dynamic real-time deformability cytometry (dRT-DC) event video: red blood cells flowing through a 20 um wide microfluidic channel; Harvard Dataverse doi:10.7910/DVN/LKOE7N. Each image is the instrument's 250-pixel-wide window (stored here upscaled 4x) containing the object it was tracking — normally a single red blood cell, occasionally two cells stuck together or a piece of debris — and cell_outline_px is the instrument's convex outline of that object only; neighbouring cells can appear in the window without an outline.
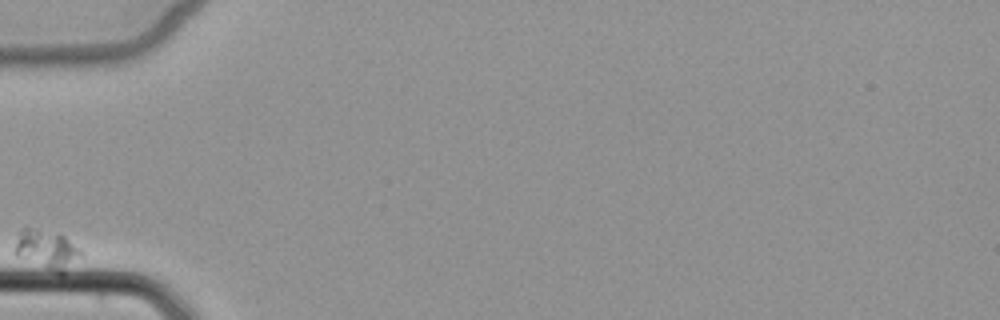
{"species": "common noctule bat (a hibernating species)", "species_latin": "Nyctalus noctula", "temperature_condition": "cold", "stored_images_in_passage": 2, "camera_frame_rate_fps": 3000, "um_per_image_px": 0.085, "animal": {"sex": "female", "body_mass_g": 22.7, "forearm_length_mm": 54.2}, "frame": {"image": 1, "passage_image": 1, "time_ms": 0.0, "image_size_px": [1000, 320], "cell_outline_px": [[84, 256], [60, 276], [16, 256], [16, 240], [20, 228], [36, 228], [60, 232], [80, 248], [84, 252]], "centroid_in_image_um": [4.05, 21.23], "position_along_channel_um": 81.0, "area_um2": 15.78}}